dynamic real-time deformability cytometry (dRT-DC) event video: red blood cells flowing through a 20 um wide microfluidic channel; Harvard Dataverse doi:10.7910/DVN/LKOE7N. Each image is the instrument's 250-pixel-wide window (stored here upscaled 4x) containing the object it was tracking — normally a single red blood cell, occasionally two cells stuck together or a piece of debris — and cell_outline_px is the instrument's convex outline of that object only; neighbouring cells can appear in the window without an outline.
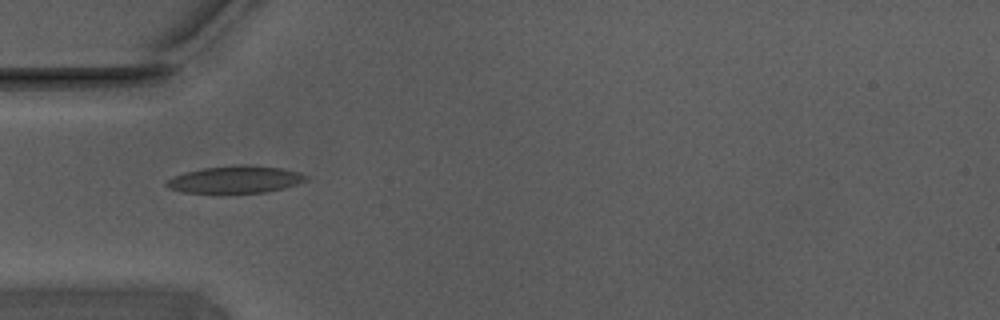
{"species": "Egyptian fruit bat (a non-hibernating species)", "species_latin": "Rousettus aegyptiacus", "temperature_condition": "warm", "stored_images_in_passage": 4, "camera_frame_rate_fps": 3000, "um_per_image_px": 0.085, "animal": {"sex": "male"}, "frame": {"image": 1, "passage_image": 1, "time_ms": 0.0, "image_size_px": [1000, 320], "cell_outline_px": [[308, 180], [284, 188], [264, 192], [232, 196], [184, 192], [168, 188], [164, 184], [168, 180], [184, 172], [204, 168], [236, 164], [244, 164], [280, 168], [300, 172], [308, 176]], "centroid_in_image_um": [19.99, 15.3], "position_along_channel_um": 65.0, "area_um2": 23.0}}